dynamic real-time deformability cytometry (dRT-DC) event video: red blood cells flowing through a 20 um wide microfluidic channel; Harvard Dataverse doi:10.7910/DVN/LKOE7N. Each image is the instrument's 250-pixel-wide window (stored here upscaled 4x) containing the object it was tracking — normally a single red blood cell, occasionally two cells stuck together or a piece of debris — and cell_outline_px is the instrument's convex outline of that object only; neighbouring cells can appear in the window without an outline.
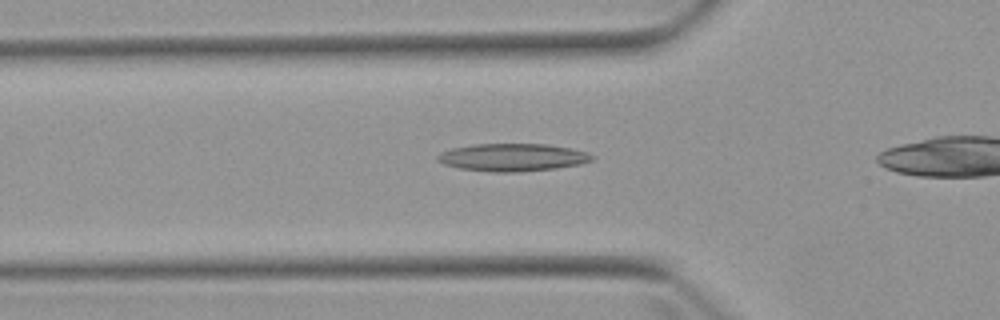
{"species": "Egyptian fruit bat (a non-hibernating species)", "species_latin": "Rousettus aegyptiacus", "temperature_condition": "warm", "stored_images_in_passage": 3, "segment_of_instrument_passage": [2, 2], "camera_frame_rate_fps": 3000, "um_per_image_px": 0.085, "animal": {"sex": "female"}, "frame": {"image": 1, "passage_image": 3, "time_ms": 2.333, "image_size_px": [1000, 320], "cell_outline_px": [[596, 156], [592, 160], [580, 164], [556, 168], [516, 172], [492, 172], [460, 168], [444, 164], [436, 160], [436, 156], [440, 152], [452, 148], [472, 144], [548, 144], [572, 148], [588, 152]], "centroid_in_image_um": [43.58, 13.37], "position_along_channel_um": 82.2, "area_um2": 25.03}}